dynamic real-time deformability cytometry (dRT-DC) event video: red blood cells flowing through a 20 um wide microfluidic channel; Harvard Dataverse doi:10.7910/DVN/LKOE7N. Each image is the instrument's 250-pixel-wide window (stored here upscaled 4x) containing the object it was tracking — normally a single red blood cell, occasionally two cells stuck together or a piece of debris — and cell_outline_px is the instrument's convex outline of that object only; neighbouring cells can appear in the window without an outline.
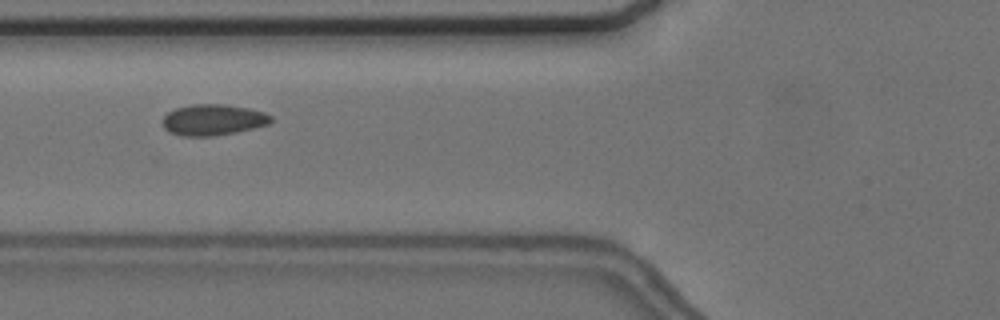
{"species": "common noctule bat (a hibernating species)", "species_latin": "Nyctalus noctula", "temperature_condition": "cold", "stored_images_in_passage": 42, "camera_frame_rate_fps": 3000, "um_per_image_px": 0.085, "animal": {"sex": "female", "body_mass_g": 24.6, "forearm_length_mm": 56.2}, "frame": {"image": 1, "passage_image": 7, "time_ms": 2.0, "image_size_px": [1000, 320], "cell_outline_px": [[272, 120], [268, 124], [236, 132], [212, 136], [184, 136], [168, 132], [164, 128], [164, 116], [168, 112], [176, 108], [192, 104], [224, 104], [248, 108], [264, 112], [272, 116]], "centroid_in_image_um": [18.11, 10.18], "position_along_channel_um": 107.7, "area_um2": 19.48}, "authors_computed_cell_mechanics": {"area_um2": 18.8139, "velocity_mm_per_s": 3.6488, "shape_relaxation_time_tau1_ms": null, "shape_relaxation_time_tau2_ms": 5.7114, "deformation_change_tau1": null, "deformation_change_tau2": 0.0884}}